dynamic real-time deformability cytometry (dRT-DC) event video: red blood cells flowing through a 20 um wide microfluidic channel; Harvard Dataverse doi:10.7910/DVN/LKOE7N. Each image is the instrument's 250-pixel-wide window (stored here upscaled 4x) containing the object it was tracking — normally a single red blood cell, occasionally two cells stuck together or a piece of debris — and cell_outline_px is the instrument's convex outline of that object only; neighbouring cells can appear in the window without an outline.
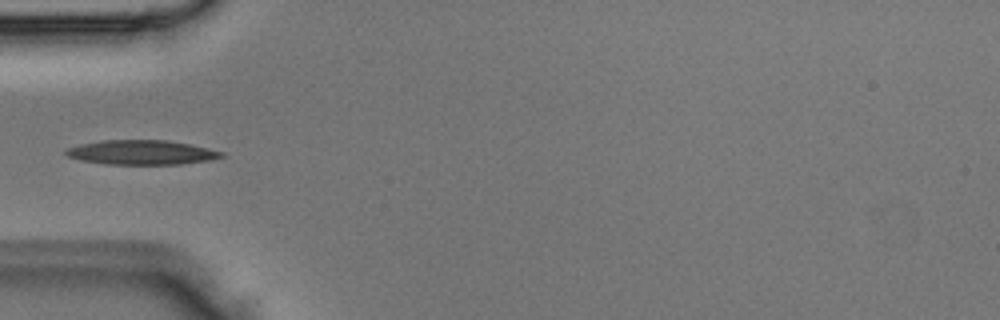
{"species": "Egyptian fruit bat (a non-hibernating species)", "species_latin": "Rousettus aegyptiacus", "temperature_condition": "room temperature", "stored_images_in_passage": 5, "camera_frame_rate_fps": 3000, "um_per_image_px": 0.085, "animal": {"sex": "male"}, "frame": {"image": 1, "passage_image": 4, "time_ms": 1.0, "image_size_px": [1000, 320], "cell_outline_px": [[224, 156], [212, 160], [180, 164], [108, 164], [84, 160], [68, 156], [64, 152], [68, 148], [80, 144], [100, 140], [168, 140], [188, 144], [224, 152]], "centroid_in_image_um": [12.06, 12.95], "position_along_channel_um": 72.9, "area_um2": 21.96}}
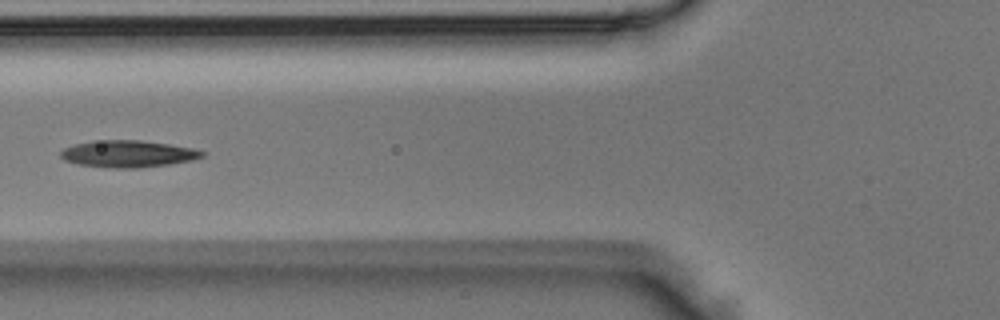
{"frame": {"image": 2, "passage_image": 5, "time_ms": 1.333, "image_size_px": [1000, 320], "cell_outline_px": [[208, 152], [204, 156], [192, 160], [168, 164], [136, 168], [112, 168], [76, 164], [64, 160], [60, 156], [60, 152], [64, 148], [76, 144], [92, 140], [140, 140], [196, 148]], "centroid_in_image_um": [10.9, 13.07], "position_along_channel_um": 114.9, "area_um2": 22.31}}